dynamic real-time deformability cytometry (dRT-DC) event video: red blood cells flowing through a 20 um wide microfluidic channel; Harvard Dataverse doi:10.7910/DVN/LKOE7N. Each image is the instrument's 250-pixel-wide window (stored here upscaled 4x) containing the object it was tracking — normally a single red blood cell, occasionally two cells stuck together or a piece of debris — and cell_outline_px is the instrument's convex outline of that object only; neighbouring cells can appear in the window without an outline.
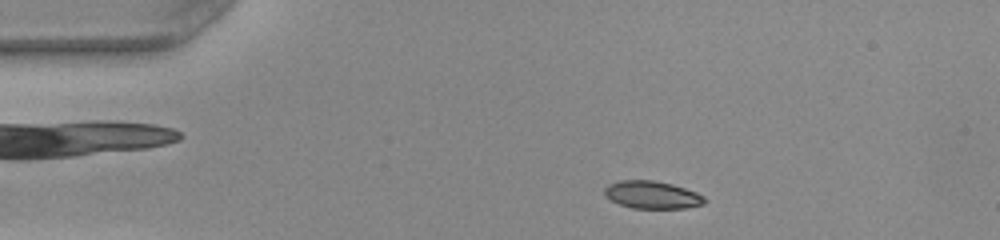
{"species": "common noctule bat (a hibernating species)", "species_latin": "Nyctalus noctula", "temperature_condition": "warm", "stored_images_in_passage": 40, "camera_frame_rate_fps": 3000, "um_per_image_px": 0.085, "animal": {"sex": "female", "body_mass_g": 22.0, "forearm_length_mm": 56.7}, "frame": {"image": 1, "passage_image": 6, "time_ms": 1.667, "image_size_px": [1000, 240], "cell_outline_px": [[708, 200], [704, 204], [684, 208], [632, 208], [620, 204], [604, 196], [604, 188], [608, 184], [620, 180], [652, 180], [672, 184], [696, 192], [704, 196]], "centroid_in_image_um": [55.43, 16.56], "position_along_channel_um": 29.6, "area_um2": 16.13}}
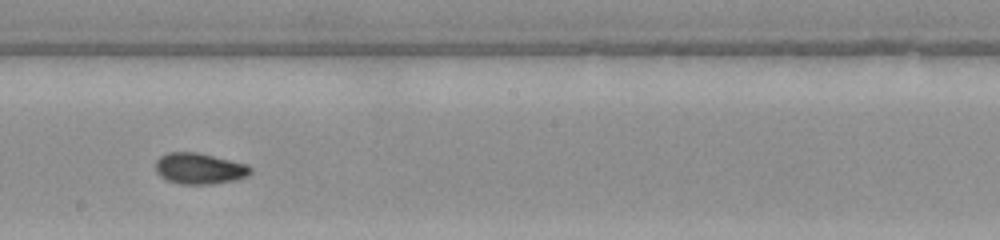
{"frame": {"image": 2, "passage_image": 25, "time_ms": 8.0, "image_size_px": [1000, 240], "cell_outline_px": [[252, 172], [248, 176], [236, 180], [212, 184], [180, 184], [168, 180], [160, 176], [156, 172], [156, 160], [160, 156], [168, 152], [196, 152], [248, 164], [252, 168]], "centroid_in_image_um": [16.97, 14.33], "position_along_channel_um": 231.2, "area_um2": 17.28}}
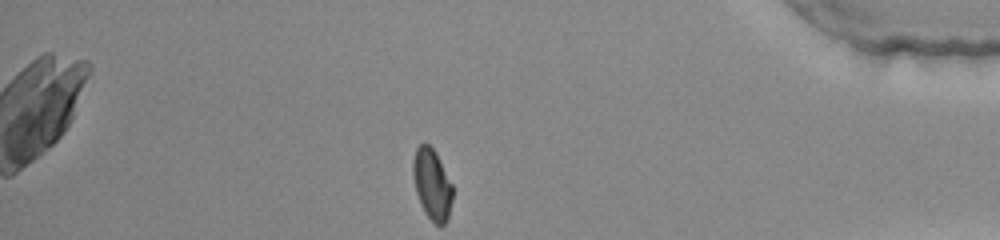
{"frame": {"image": 3, "passage_image": 40, "time_ms": 13.0, "image_size_px": [1000, 240], "cell_outline_px": [[452, 200], [448, 220], [444, 224], [436, 224], [424, 212], [420, 204], [416, 192], [412, 172], [412, 164], [416, 148], [420, 144], [428, 144], [432, 148], [452, 184]], "centroid_in_image_um": [36.71, 15.69], "position_along_channel_um": 398.5, "area_um2": 16.07}, "authors_computed_cell_mechanics": {"area_um2": 16.6464, "velocity_mm_per_s": 4.0673, "shape_relaxation_time_tau1_ms": 3.4744, "shape_relaxation_time_tau2_ms": 1.4106, "deformation_change_tau1": 0.1545, "deformation_change_tau2": 0.0541}}